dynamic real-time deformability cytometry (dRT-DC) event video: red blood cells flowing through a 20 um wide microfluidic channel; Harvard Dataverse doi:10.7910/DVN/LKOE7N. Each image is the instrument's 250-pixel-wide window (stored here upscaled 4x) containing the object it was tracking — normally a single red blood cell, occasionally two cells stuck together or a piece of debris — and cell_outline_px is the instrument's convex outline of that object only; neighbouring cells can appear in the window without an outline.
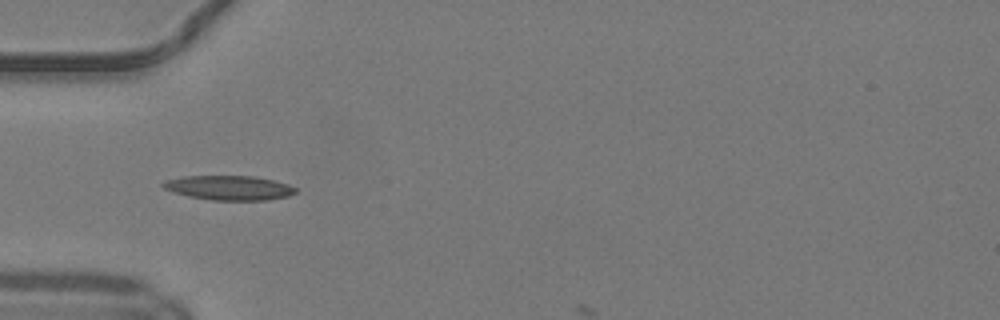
{"species": "common noctule bat (a hibernating species)", "species_latin": "Nyctalus noctula", "temperature_condition": "warm", "stored_images_in_passage": 4, "camera_frame_rate_fps": 3000, "um_per_image_px": 0.085, "animal": {"sex": "male", "body_mass_g": 19.2, "forearm_length_mm": 51.8}, "frame": {"image": 1, "passage_image": 1, "time_ms": 0.0, "image_size_px": [1000, 320], "cell_outline_px": [[296, 192], [288, 196], [268, 200], [212, 200], [188, 196], [172, 192], [164, 188], [160, 184], [164, 180], [184, 176], [256, 176], [288, 184], [296, 188]], "centroid_in_image_um": [19.44, 15.96], "position_along_channel_um": 65.6, "area_um2": 18.96}}